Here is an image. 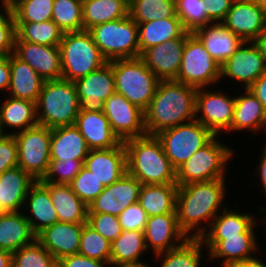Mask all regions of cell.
Here are the masks:
<instances>
[{"label":"cell","instance_id":"1","mask_svg":"<svg viewBox=\"0 0 266 267\" xmlns=\"http://www.w3.org/2000/svg\"><path fill=\"white\" fill-rule=\"evenodd\" d=\"M227 181L226 178H222L178 185V225L188 238H201L209 229L212 220L227 207Z\"/></svg>","mask_w":266,"mask_h":267},{"label":"cell","instance_id":"2","mask_svg":"<svg viewBox=\"0 0 266 267\" xmlns=\"http://www.w3.org/2000/svg\"><path fill=\"white\" fill-rule=\"evenodd\" d=\"M197 90L175 80L159 81L154 97L144 110L146 133L156 135L194 120Z\"/></svg>","mask_w":266,"mask_h":267},{"label":"cell","instance_id":"3","mask_svg":"<svg viewBox=\"0 0 266 267\" xmlns=\"http://www.w3.org/2000/svg\"><path fill=\"white\" fill-rule=\"evenodd\" d=\"M127 152V172L142 185L177 184L176 169L156 135H144L123 142Z\"/></svg>","mask_w":266,"mask_h":267},{"label":"cell","instance_id":"4","mask_svg":"<svg viewBox=\"0 0 266 267\" xmlns=\"http://www.w3.org/2000/svg\"><path fill=\"white\" fill-rule=\"evenodd\" d=\"M36 109L39 125L51 129L74 125L79 114L75 83L63 78L44 81Z\"/></svg>","mask_w":266,"mask_h":267},{"label":"cell","instance_id":"5","mask_svg":"<svg viewBox=\"0 0 266 267\" xmlns=\"http://www.w3.org/2000/svg\"><path fill=\"white\" fill-rule=\"evenodd\" d=\"M219 137L215 136L176 170L177 185L227 178V166L235 157V150Z\"/></svg>","mask_w":266,"mask_h":267},{"label":"cell","instance_id":"6","mask_svg":"<svg viewBox=\"0 0 266 267\" xmlns=\"http://www.w3.org/2000/svg\"><path fill=\"white\" fill-rule=\"evenodd\" d=\"M59 49L61 78L71 82H75L108 63L88 30L65 32Z\"/></svg>","mask_w":266,"mask_h":267},{"label":"cell","instance_id":"7","mask_svg":"<svg viewBox=\"0 0 266 267\" xmlns=\"http://www.w3.org/2000/svg\"><path fill=\"white\" fill-rule=\"evenodd\" d=\"M109 63L112 65L116 92L144 111L154 97L160 80L140 57Z\"/></svg>","mask_w":266,"mask_h":267},{"label":"cell","instance_id":"8","mask_svg":"<svg viewBox=\"0 0 266 267\" xmlns=\"http://www.w3.org/2000/svg\"><path fill=\"white\" fill-rule=\"evenodd\" d=\"M88 31L108 62L139 57L138 25L129 15L93 26Z\"/></svg>","mask_w":266,"mask_h":267},{"label":"cell","instance_id":"9","mask_svg":"<svg viewBox=\"0 0 266 267\" xmlns=\"http://www.w3.org/2000/svg\"><path fill=\"white\" fill-rule=\"evenodd\" d=\"M258 215H263L261 218L257 219L244 233L239 234V236L232 237H201L205 248L208 250L209 263H214L213 261H221V267H228L230 264L253 258L257 253L261 252V246L257 238V229L260 223L266 226V204L265 206H259L257 209ZM263 217V218H262ZM259 220V222H258ZM266 228V227H265ZM259 243V244H258ZM260 248V249H259ZM259 251V252H258ZM218 259V260H217Z\"/></svg>","mask_w":266,"mask_h":267},{"label":"cell","instance_id":"10","mask_svg":"<svg viewBox=\"0 0 266 267\" xmlns=\"http://www.w3.org/2000/svg\"><path fill=\"white\" fill-rule=\"evenodd\" d=\"M220 65L191 33L184 45L180 70L175 81L195 88L215 87L220 81Z\"/></svg>","mask_w":266,"mask_h":267},{"label":"cell","instance_id":"11","mask_svg":"<svg viewBox=\"0 0 266 267\" xmlns=\"http://www.w3.org/2000/svg\"><path fill=\"white\" fill-rule=\"evenodd\" d=\"M156 136L176 170L215 137L196 119L162 130Z\"/></svg>","mask_w":266,"mask_h":267},{"label":"cell","instance_id":"12","mask_svg":"<svg viewBox=\"0 0 266 267\" xmlns=\"http://www.w3.org/2000/svg\"><path fill=\"white\" fill-rule=\"evenodd\" d=\"M13 135L18 149V166L34 180H42L50 163L51 128L37 124Z\"/></svg>","mask_w":266,"mask_h":267},{"label":"cell","instance_id":"13","mask_svg":"<svg viewBox=\"0 0 266 267\" xmlns=\"http://www.w3.org/2000/svg\"><path fill=\"white\" fill-rule=\"evenodd\" d=\"M216 88H198L195 119L209 129L215 136H221V134L226 133L231 134L235 95L232 97L230 93L228 95L221 88H218V90Z\"/></svg>","mask_w":266,"mask_h":267},{"label":"cell","instance_id":"14","mask_svg":"<svg viewBox=\"0 0 266 267\" xmlns=\"http://www.w3.org/2000/svg\"><path fill=\"white\" fill-rule=\"evenodd\" d=\"M265 71L266 65L256 44L246 41L221 65L220 80L230 78L228 82H238L236 86L241 84V90L248 89Z\"/></svg>","mask_w":266,"mask_h":267},{"label":"cell","instance_id":"15","mask_svg":"<svg viewBox=\"0 0 266 267\" xmlns=\"http://www.w3.org/2000/svg\"><path fill=\"white\" fill-rule=\"evenodd\" d=\"M103 113L121 142L147 134L144 111L122 94L115 92L108 97L104 102Z\"/></svg>","mask_w":266,"mask_h":267},{"label":"cell","instance_id":"16","mask_svg":"<svg viewBox=\"0 0 266 267\" xmlns=\"http://www.w3.org/2000/svg\"><path fill=\"white\" fill-rule=\"evenodd\" d=\"M74 83L79 99V111L102 112L104 102L116 92L112 65L109 62Z\"/></svg>","mask_w":266,"mask_h":267},{"label":"cell","instance_id":"17","mask_svg":"<svg viewBox=\"0 0 266 267\" xmlns=\"http://www.w3.org/2000/svg\"><path fill=\"white\" fill-rule=\"evenodd\" d=\"M221 24L243 42L254 41L266 30V15L255 0H234Z\"/></svg>","mask_w":266,"mask_h":267},{"label":"cell","instance_id":"18","mask_svg":"<svg viewBox=\"0 0 266 267\" xmlns=\"http://www.w3.org/2000/svg\"><path fill=\"white\" fill-rule=\"evenodd\" d=\"M142 184L128 172L113 184L106 186L88 205V213H107L118 216L128 206L138 202Z\"/></svg>","mask_w":266,"mask_h":267},{"label":"cell","instance_id":"19","mask_svg":"<svg viewBox=\"0 0 266 267\" xmlns=\"http://www.w3.org/2000/svg\"><path fill=\"white\" fill-rule=\"evenodd\" d=\"M186 32L181 38L172 39L165 43L146 49L140 58L160 81L176 80L180 70L186 38Z\"/></svg>","mask_w":266,"mask_h":267},{"label":"cell","instance_id":"20","mask_svg":"<svg viewBox=\"0 0 266 267\" xmlns=\"http://www.w3.org/2000/svg\"><path fill=\"white\" fill-rule=\"evenodd\" d=\"M144 236L147 250L153 255L175 249L188 239L178 225L177 213L149 216Z\"/></svg>","mask_w":266,"mask_h":267},{"label":"cell","instance_id":"21","mask_svg":"<svg viewBox=\"0 0 266 267\" xmlns=\"http://www.w3.org/2000/svg\"><path fill=\"white\" fill-rule=\"evenodd\" d=\"M13 54L32 67L43 81L61 78L62 66L59 46L14 41Z\"/></svg>","mask_w":266,"mask_h":267},{"label":"cell","instance_id":"22","mask_svg":"<svg viewBox=\"0 0 266 267\" xmlns=\"http://www.w3.org/2000/svg\"><path fill=\"white\" fill-rule=\"evenodd\" d=\"M83 166L105 187L119 180L127 172V152L123 142L110 149L90 150Z\"/></svg>","mask_w":266,"mask_h":267},{"label":"cell","instance_id":"23","mask_svg":"<svg viewBox=\"0 0 266 267\" xmlns=\"http://www.w3.org/2000/svg\"><path fill=\"white\" fill-rule=\"evenodd\" d=\"M85 224L58 221L41 231L36 240L59 261L79 252Z\"/></svg>","mask_w":266,"mask_h":267},{"label":"cell","instance_id":"24","mask_svg":"<svg viewBox=\"0 0 266 267\" xmlns=\"http://www.w3.org/2000/svg\"><path fill=\"white\" fill-rule=\"evenodd\" d=\"M248 132L257 136V133L266 131V110L262 103L249 90L244 89L240 95H235L234 114L231 123V134Z\"/></svg>","mask_w":266,"mask_h":267},{"label":"cell","instance_id":"25","mask_svg":"<svg viewBox=\"0 0 266 267\" xmlns=\"http://www.w3.org/2000/svg\"><path fill=\"white\" fill-rule=\"evenodd\" d=\"M74 125L86 140L90 150L110 149L121 143L113 133L103 111H79Z\"/></svg>","mask_w":266,"mask_h":267},{"label":"cell","instance_id":"26","mask_svg":"<svg viewBox=\"0 0 266 267\" xmlns=\"http://www.w3.org/2000/svg\"><path fill=\"white\" fill-rule=\"evenodd\" d=\"M23 213L36 236L45 228L58 222L57 212L49 191L39 181L29 188Z\"/></svg>","mask_w":266,"mask_h":267},{"label":"cell","instance_id":"27","mask_svg":"<svg viewBox=\"0 0 266 267\" xmlns=\"http://www.w3.org/2000/svg\"><path fill=\"white\" fill-rule=\"evenodd\" d=\"M36 182L19 166L0 175V213L23 211L29 188Z\"/></svg>","mask_w":266,"mask_h":267},{"label":"cell","instance_id":"28","mask_svg":"<svg viewBox=\"0 0 266 267\" xmlns=\"http://www.w3.org/2000/svg\"><path fill=\"white\" fill-rule=\"evenodd\" d=\"M89 147L75 125L59 126L51 129L50 160H85Z\"/></svg>","mask_w":266,"mask_h":267},{"label":"cell","instance_id":"29","mask_svg":"<svg viewBox=\"0 0 266 267\" xmlns=\"http://www.w3.org/2000/svg\"><path fill=\"white\" fill-rule=\"evenodd\" d=\"M9 65L11 79L6 95L37 103L44 82L43 79L32 67L14 54L9 55Z\"/></svg>","mask_w":266,"mask_h":267},{"label":"cell","instance_id":"30","mask_svg":"<svg viewBox=\"0 0 266 267\" xmlns=\"http://www.w3.org/2000/svg\"><path fill=\"white\" fill-rule=\"evenodd\" d=\"M40 183L49 191L58 221L87 223L88 206L72 191L70 185Z\"/></svg>","mask_w":266,"mask_h":267},{"label":"cell","instance_id":"31","mask_svg":"<svg viewBox=\"0 0 266 267\" xmlns=\"http://www.w3.org/2000/svg\"><path fill=\"white\" fill-rule=\"evenodd\" d=\"M0 100V119L7 134H15L38 124L36 103L3 95ZM11 130H7V129Z\"/></svg>","mask_w":266,"mask_h":267},{"label":"cell","instance_id":"32","mask_svg":"<svg viewBox=\"0 0 266 267\" xmlns=\"http://www.w3.org/2000/svg\"><path fill=\"white\" fill-rule=\"evenodd\" d=\"M194 34L220 66L236 52L243 42L221 23L207 25L196 30Z\"/></svg>","mask_w":266,"mask_h":267},{"label":"cell","instance_id":"33","mask_svg":"<svg viewBox=\"0 0 266 267\" xmlns=\"http://www.w3.org/2000/svg\"><path fill=\"white\" fill-rule=\"evenodd\" d=\"M35 240L23 211L0 213V249L13 253Z\"/></svg>","mask_w":266,"mask_h":267},{"label":"cell","instance_id":"34","mask_svg":"<svg viewBox=\"0 0 266 267\" xmlns=\"http://www.w3.org/2000/svg\"><path fill=\"white\" fill-rule=\"evenodd\" d=\"M139 34V57L148 48L181 38L187 31L179 18H165L137 23Z\"/></svg>","mask_w":266,"mask_h":267},{"label":"cell","instance_id":"35","mask_svg":"<svg viewBox=\"0 0 266 267\" xmlns=\"http://www.w3.org/2000/svg\"><path fill=\"white\" fill-rule=\"evenodd\" d=\"M177 184L142 185L138 203L147 216L163 215L176 212Z\"/></svg>","mask_w":266,"mask_h":267},{"label":"cell","instance_id":"36","mask_svg":"<svg viewBox=\"0 0 266 267\" xmlns=\"http://www.w3.org/2000/svg\"><path fill=\"white\" fill-rule=\"evenodd\" d=\"M148 252L144 231L123 230L111 243L110 262L113 267L121 264L140 263L146 261L145 259L147 258L145 256L148 255L149 257Z\"/></svg>","mask_w":266,"mask_h":267},{"label":"cell","instance_id":"37","mask_svg":"<svg viewBox=\"0 0 266 267\" xmlns=\"http://www.w3.org/2000/svg\"><path fill=\"white\" fill-rule=\"evenodd\" d=\"M205 253L207 257H203ZM153 257L156 263L159 262L158 267H203L201 263L203 259H208V250L200 238H188L179 247Z\"/></svg>","mask_w":266,"mask_h":267},{"label":"cell","instance_id":"38","mask_svg":"<svg viewBox=\"0 0 266 267\" xmlns=\"http://www.w3.org/2000/svg\"><path fill=\"white\" fill-rule=\"evenodd\" d=\"M230 206L228 205L212 220L209 229L201 237L239 236L257 220L256 213L240 212L236 203L235 209Z\"/></svg>","mask_w":266,"mask_h":267},{"label":"cell","instance_id":"39","mask_svg":"<svg viewBox=\"0 0 266 267\" xmlns=\"http://www.w3.org/2000/svg\"><path fill=\"white\" fill-rule=\"evenodd\" d=\"M83 29L128 16V0H82Z\"/></svg>","mask_w":266,"mask_h":267},{"label":"cell","instance_id":"40","mask_svg":"<svg viewBox=\"0 0 266 267\" xmlns=\"http://www.w3.org/2000/svg\"><path fill=\"white\" fill-rule=\"evenodd\" d=\"M15 40L30 43L59 46L64 32L52 21L41 23H15Z\"/></svg>","mask_w":266,"mask_h":267},{"label":"cell","instance_id":"41","mask_svg":"<svg viewBox=\"0 0 266 267\" xmlns=\"http://www.w3.org/2000/svg\"><path fill=\"white\" fill-rule=\"evenodd\" d=\"M128 15L136 23L179 18L176 0H130Z\"/></svg>","mask_w":266,"mask_h":267},{"label":"cell","instance_id":"42","mask_svg":"<svg viewBox=\"0 0 266 267\" xmlns=\"http://www.w3.org/2000/svg\"><path fill=\"white\" fill-rule=\"evenodd\" d=\"M64 33L82 31V0H54L51 19Z\"/></svg>","mask_w":266,"mask_h":267},{"label":"cell","instance_id":"43","mask_svg":"<svg viewBox=\"0 0 266 267\" xmlns=\"http://www.w3.org/2000/svg\"><path fill=\"white\" fill-rule=\"evenodd\" d=\"M177 16L187 32L194 33L213 22L207 17L204 0H176Z\"/></svg>","mask_w":266,"mask_h":267},{"label":"cell","instance_id":"44","mask_svg":"<svg viewBox=\"0 0 266 267\" xmlns=\"http://www.w3.org/2000/svg\"><path fill=\"white\" fill-rule=\"evenodd\" d=\"M58 260L37 240L12 253V267H55Z\"/></svg>","mask_w":266,"mask_h":267},{"label":"cell","instance_id":"45","mask_svg":"<svg viewBox=\"0 0 266 267\" xmlns=\"http://www.w3.org/2000/svg\"><path fill=\"white\" fill-rule=\"evenodd\" d=\"M54 0H21L13 8L15 23H41L52 19Z\"/></svg>","mask_w":266,"mask_h":267},{"label":"cell","instance_id":"46","mask_svg":"<svg viewBox=\"0 0 266 267\" xmlns=\"http://www.w3.org/2000/svg\"><path fill=\"white\" fill-rule=\"evenodd\" d=\"M78 253L91 259L110 262L111 242L86 223L82 229Z\"/></svg>","mask_w":266,"mask_h":267},{"label":"cell","instance_id":"47","mask_svg":"<svg viewBox=\"0 0 266 267\" xmlns=\"http://www.w3.org/2000/svg\"><path fill=\"white\" fill-rule=\"evenodd\" d=\"M69 185L87 206L105 189V185L84 166Z\"/></svg>","mask_w":266,"mask_h":267},{"label":"cell","instance_id":"48","mask_svg":"<svg viewBox=\"0 0 266 267\" xmlns=\"http://www.w3.org/2000/svg\"><path fill=\"white\" fill-rule=\"evenodd\" d=\"M84 160L65 161L50 160L48 171L39 182L69 185L83 167Z\"/></svg>","mask_w":266,"mask_h":267},{"label":"cell","instance_id":"49","mask_svg":"<svg viewBox=\"0 0 266 267\" xmlns=\"http://www.w3.org/2000/svg\"><path fill=\"white\" fill-rule=\"evenodd\" d=\"M87 224L111 243L123 231L118 216L107 213H88Z\"/></svg>","mask_w":266,"mask_h":267},{"label":"cell","instance_id":"50","mask_svg":"<svg viewBox=\"0 0 266 267\" xmlns=\"http://www.w3.org/2000/svg\"><path fill=\"white\" fill-rule=\"evenodd\" d=\"M15 20L9 7L0 6V57L14 52Z\"/></svg>","mask_w":266,"mask_h":267},{"label":"cell","instance_id":"51","mask_svg":"<svg viewBox=\"0 0 266 267\" xmlns=\"http://www.w3.org/2000/svg\"><path fill=\"white\" fill-rule=\"evenodd\" d=\"M122 229L125 231L138 230L144 231L148 216L146 211L137 202L128 206L118 215Z\"/></svg>","mask_w":266,"mask_h":267},{"label":"cell","instance_id":"52","mask_svg":"<svg viewBox=\"0 0 266 267\" xmlns=\"http://www.w3.org/2000/svg\"><path fill=\"white\" fill-rule=\"evenodd\" d=\"M18 166V149L14 135L7 134L0 139V175Z\"/></svg>","mask_w":266,"mask_h":267},{"label":"cell","instance_id":"53","mask_svg":"<svg viewBox=\"0 0 266 267\" xmlns=\"http://www.w3.org/2000/svg\"><path fill=\"white\" fill-rule=\"evenodd\" d=\"M207 17L213 23H221L228 11L231 9L234 0H204Z\"/></svg>","mask_w":266,"mask_h":267},{"label":"cell","instance_id":"54","mask_svg":"<svg viewBox=\"0 0 266 267\" xmlns=\"http://www.w3.org/2000/svg\"><path fill=\"white\" fill-rule=\"evenodd\" d=\"M62 267H113L111 262L99 261L76 253L58 261Z\"/></svg>","mask_w":266,"mask_h":267},{"label":"cell","instance_id":"55","mask_svg":"<svg viewBox=\"0 0 266 267\" xmlns=\"http://www.w3.org/2000/svg\"><path fill=\"white\" fill-rule=\"evenodd\" d=\"M10 65H9V56L0 57V91L1 94H7V91L10 86Z\"/></svg>","mask_w":266,"mask_h":267},{"label":"cell","instance_id":"56","mask_svg":"<svg viewBox=\"0 0 266 267\" xmlns=\"http://www.w3.org/2000/svg\"><path fill=\"white\" fill-rule=\"evenodd\" d=\"M266 110V71L248 88Z\"/></svg>","mask_w":266,"mask_h":267},{"label":"cell","instance_id":"57","mask_svg":"<svg viewBox=\"0 0 266 267\" xmlns=\"http://www.w3.org/2000/svg\"><path fill=\"white\" fill-rule=\"evenodd\" d=\"M262 152L259 154V161L256 162L257 166L255 167L256 171L253 172L255 175H258L259 178V185H261V191L263 194H265L264 197H266V147L263 146V148L261 149ZM257 173V174H256Z\"/></svg>","mask_w":266,"mask_h":267},{"label":"cell","instance_id":"58","mask_svg":"<svg viewBox=\"0 0 266 267\" xmlns=\"http://www.w3.org/2000/svg\"><path fill=\"white\" fill-rule=\"evenodd\" d=\"M263 254H257L255 257L241 260L230 264L228 267H266V261L262 257Z\"/></svg>","mask_w":266,"mask_h":267},{"label":"cell","instance_id":"59","mask_svg":"<svg viewBox=\"0 0 266 267\" xmlns=\"http://www.w3.org/2000/svg\"><path fill=\"white\" fill-rule=\"evenodd\" d=\"M254 43L259 49L260 54L266 65V30L257 39L254 40Z\"/></svg>","mask_w":266,"mask_h":267},{"label":"cell","instance_id":"60","mask_svg":"<svg viewBox=\"0 0 266 267\" xmlns=\"http://www.w3.org/2000/svg\"><path fill=\"white\" fill-rule=\"evenodd\" d=\"M11 262H12V253L0 249V267H12Z\"/></svg>","mask_w":266,"mask_h":267},{"label":"cell","instance_id":"61","mask_svg":"<svg viewBox=\"0 0 266 267\" xmlns=\"http://www.w3.org/2000/svg\"><path fill=\"white\" fill-rule=\"evenodd\" d=\"M148 261H143L140 263H131V264H121L114 267H154V264L151 266L150 264H147Z\"/></svg>","mask_w":266,"mask_h":267},{"label":"cell","instance_id":"62","mask_svg":"<svg viewBox=\"0 0 266 267\" xmlns=\"http://www.w3.org/2000/svg\"><path fill=\"white\" fill-rule=\"evenodd\" d=\"M21 0H0V6L13 8Z\"/></svg>","mask_w":266,"mask_h":267},{"label":"cell","instance_id":"63","mask_svg":"<svg viewBox=\"0 0 266 267\" xmlns=\"http://www.w3.org/2000/svg\"><path fill=\"white\" fill-rule=\"evenodd\" d=\"M255 2L263 9L266 15V0H255Z\"/></svg>","mask_w":266,"mask_h":267},{"label":"cell","instance_id":"64","mask_svg":"<svg viewBox=\"0 0 266 267\" xmlns=\"http://www.w3.org/2000/svg\"><path fill=\"white\" fill-rule=\"evenodd\" d=\"M7 135V133L4 131L3 126H2V122L0 119V139L4 138Z\"/></svg>","mask_w":266,"mask_h":267},{"label":"cell","instance_id":"65","mask_svg":"<svg viewBox=\"0 0 266 267\" xmlns=\"http://www.w3.org/2000/svg\"><path fill=\"white\" fill-rule=\"evenodd\" d=\"M264 135H265V138H266V131H265V134ZM264 142L265 143L264 144L262 143V146H265L266 147V139L264 140Z\"/></svg>","mask_w":266,"mask_h":267},{"label":"cell","instance_id":"66","mask_svg":"<svg viewBox=\"0 0 266 267\" xmlns=\"http://www.w3.org/2000/svg\"><path fill=\"white\" fill-rule=\"evenodd\" d=\"M55 267H62L59 263Z\"/></svg>","mask_w":266,"mask_h":267}]
</instances>
